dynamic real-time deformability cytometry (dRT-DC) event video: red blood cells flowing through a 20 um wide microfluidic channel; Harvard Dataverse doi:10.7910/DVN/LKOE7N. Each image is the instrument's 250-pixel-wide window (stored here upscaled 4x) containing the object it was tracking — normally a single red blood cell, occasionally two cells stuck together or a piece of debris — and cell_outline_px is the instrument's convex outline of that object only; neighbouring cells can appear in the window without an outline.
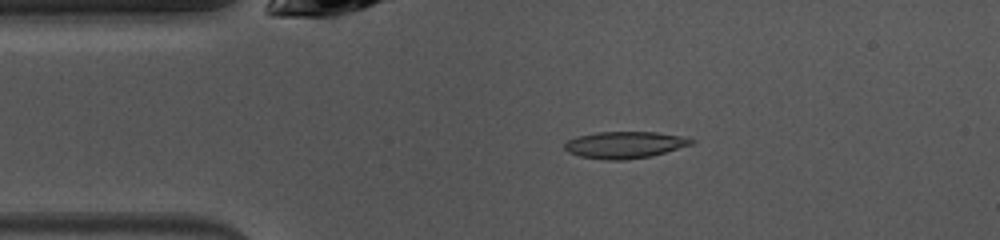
{"species": "common noctule bat (a hibernating species)", "species_latin": "Nyctalus noctula", "temperature_condition": "warm", "stored_images_in_passage": 47, "camera_frame_rate_fps": 3000, "um_per_image_px": 0.085, "animal": {"sex": "female", "body_mass_g": 10.0, "forearm_length_mm": 53.1}, "frame": {"image": 1, "passage_image": 8, "time_ms": 2.333, "image_size_px": [1000, 240], "cell_outline_px": [[696, 140], [692, 144], [652, 156], [624, 160], [608, 160], [580, 156], [568, 152], [564, 148], [564, 144], [568, 140], [580, 136], [596, 132], [656, 132], [688, 136]], "centroid_in_image_um": [53.15, 12.3], "position_along_channel_um": 31.8, "area_um2": 19.83}}
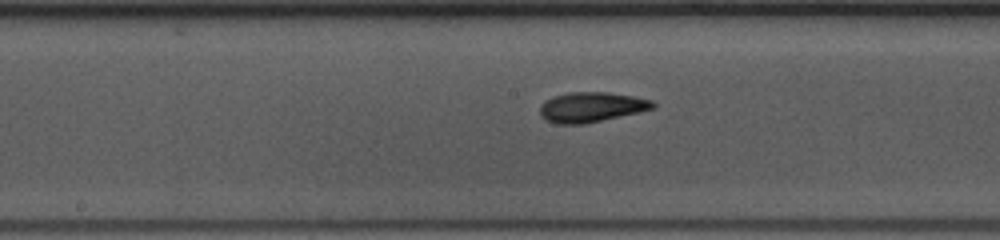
{"frame": {"image": 2, "passage_image": 22, "time_ms": 7.0, "image_size_px": [1000, 240], "cell_outline_px": [[656, 108], [640, 112], [584, 124], [556, 124], [540, 116], [540, 108], [552, 96], [568, 92], [608, 92], [632, 96], [652, 100], [656, 104]], "centroid_in_image_um": [50.3, 9.1], "position_along_channel_um": 197.9, "area_um2": 19.71}}
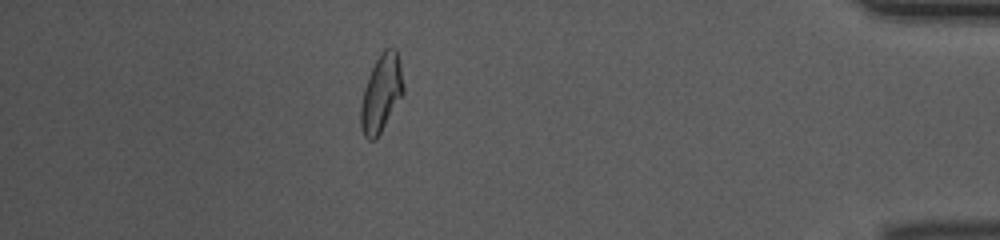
{"frame": {"image": 3, "passage_image": 41, "time_ms": 13.333, "image_size_px": [1000, 240], "cell_outline_px": [[404, 92], [376, 140], [368, 140], [364, 136], [360, 124], [360, 104], [364, 88], [368, 76], [380, 52], [384, 48], [396, 48], [400, 64], [404, 84]], "centroid_in_image_um": [32.4, 7.93], "position_along_channel_um": 402.8, "area_um2": 19.25}, "authors_computed_cell_mechanics": {"area_um2": 19.1318, "velocity_mm_per_s": 4.0413, "shape_relaxation_time_tau1_ms": 3.9177, "shape_relaxation_time_tau2_ms": 2.4503, "deformation_change_tau1": 0.1516, "deformation_change_tau2": 0.0873}}